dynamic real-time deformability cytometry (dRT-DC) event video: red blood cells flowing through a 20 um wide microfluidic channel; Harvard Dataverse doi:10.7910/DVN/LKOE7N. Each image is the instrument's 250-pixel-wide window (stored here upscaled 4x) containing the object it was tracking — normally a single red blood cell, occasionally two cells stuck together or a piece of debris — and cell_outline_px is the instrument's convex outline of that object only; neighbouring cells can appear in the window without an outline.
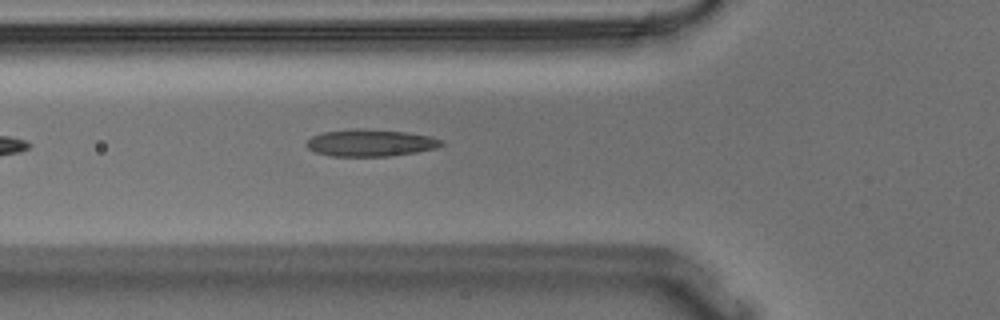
{"species": "Egyptian fruit bat (a non-hibernating species)", "species_latin": "Rousettus aegyptiacus", "temperature_condition": "warm", "stored_images_in_passage": 25, "camera_frame_rate_fps": 3000, "um_per_image_px": 0.085, "animal": {"sex": "male"}, "frame": {"image": 1, "passage_image": 5, "time_ms": 1.333, "image_size_px": [1000, 320], "cell_outline_px": [[444, 144], [436, 148], [416, 152], [388, 156], [332, 156], [316, 152], [308, 148], [304, 144], [312, 136], [320, 132], [356, 128], [364, 128], [404, 132], [428, 136], [444, 140]], "centroid_in_image_um": [31.46, 12.13], "position_along_channel_um": 94.3, "area_um2": 21.27}}
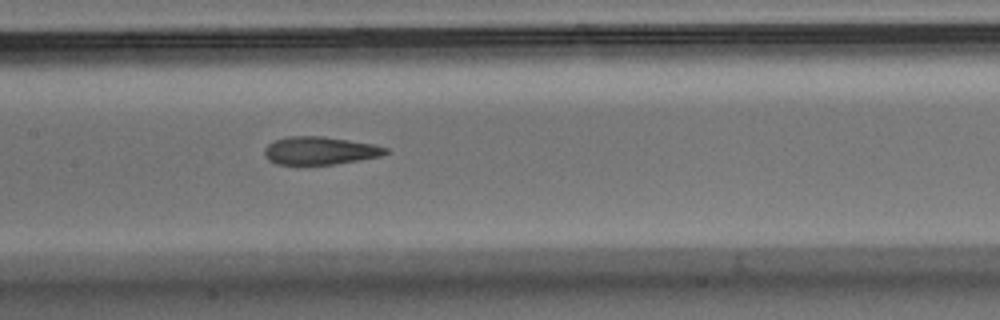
{"frame": {"image": 2, "passage_image": 12, "time_ms": 3.667, "image_size_px": [1000, 320], "cell_outline_px": [[392, 152], [380, 156], [360, 160], [336, 164], [276, 164], [268, 160], [264, 156], [264, 148], [268, 144], [276, 140], [288, 136], [324, 136], [376, 144], [388, 148]], "centroid_in_image_um": [27.23, 12.8], "position_along_channel_um": 180.2, "area_um2": 19.94}}
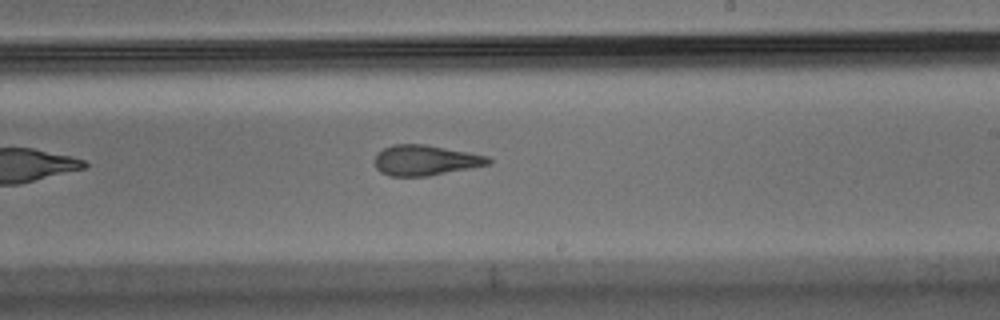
{"frame": {"image": 3, "passage_image": 18, "time_ms": 5.667, "image_size_px": [1000, 320], "cell_outline_px": [[492, 164], [428, 176], [392, 176], [380, 172], [376, 168], [376, 152], [392, 144], [424, 144], [468, 152], [488, 156], [492, 160]], "centroid_in_image_um": [36.17, 13.62], "position_along_channel_um": 252.8, "area_um2": 20.11}}